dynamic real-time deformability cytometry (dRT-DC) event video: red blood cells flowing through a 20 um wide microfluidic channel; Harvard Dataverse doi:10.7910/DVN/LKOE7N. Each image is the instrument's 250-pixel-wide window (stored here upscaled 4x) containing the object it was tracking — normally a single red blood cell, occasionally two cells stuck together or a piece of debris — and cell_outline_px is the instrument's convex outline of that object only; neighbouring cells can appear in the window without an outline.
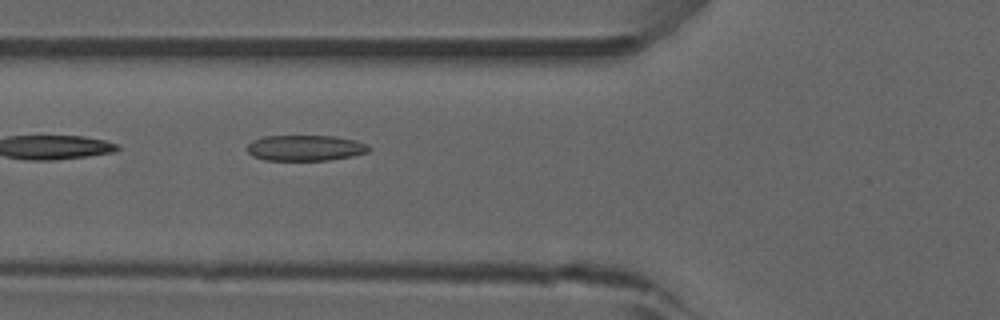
{"species": "common noctule bat (a hibernating species)", "species_latin": "Nyctalus noctula", "temperature_condition": "room temperature", "stored_images_in_passage": 15, "camera_frame_rate_fps": 3000, "um_per_image_px": 0.085, "animal": {"sex": "male", "forearm_length_mm": 52.5}, "frame": {"image": 1, "passage_image": 4, "time_ms": 1.0, "image_size_px": [1000, 320], "cell_outline_px": [[372, 148], [368, 152], [352, 156], [328, 160], [264, 160], [252, 156], [248, 152], [248, 144], [252, 140], [264, 136], [336, 136], [356, 140], [368, 144]], "centroid_in_image_um": [25.98, 12.57], "position_along_channel_um": 99.8, "area_um2": 18.38}}